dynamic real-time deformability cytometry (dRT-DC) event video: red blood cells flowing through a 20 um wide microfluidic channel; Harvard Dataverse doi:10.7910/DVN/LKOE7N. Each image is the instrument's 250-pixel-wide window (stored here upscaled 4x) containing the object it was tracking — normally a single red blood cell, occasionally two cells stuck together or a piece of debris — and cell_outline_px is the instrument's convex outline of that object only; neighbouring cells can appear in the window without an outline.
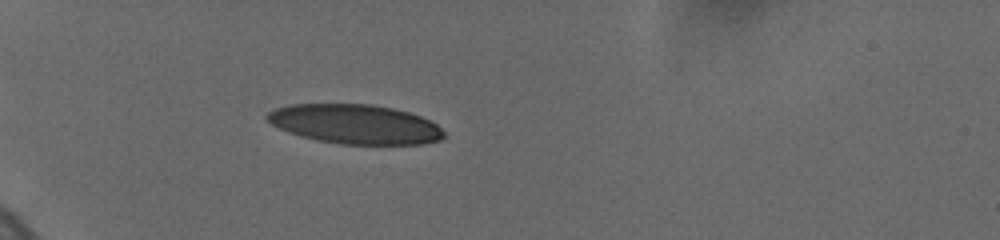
{"species": "human", "species_latin": "Homo sapiens", "temperature_condition": "cold", "stored_images_in_passage": 12, "camera_frame_rate_fps": 3000, "um_per_image_px": 0.085, "donor": {"sex": "female"}, "frame": {"image": 1, "passage_image": 6, "time_ms": 1.667, "image_size_px": [1000, 240], "cell_outline_px": [[448, 136], [440, 140], [424, 144], [340, 144], [316, 140], [300, 136], [288, 132], [264, 120], [264, 116], [268, 112], [276, 108], [288, 104], [372, 104], [392, 108], [408, 112], [420, 116], [436, 124]], "centroid_in_image_um": [30.16, 10.55], "position_along_channel_um": 54.8, "area_um2": 40.81}}
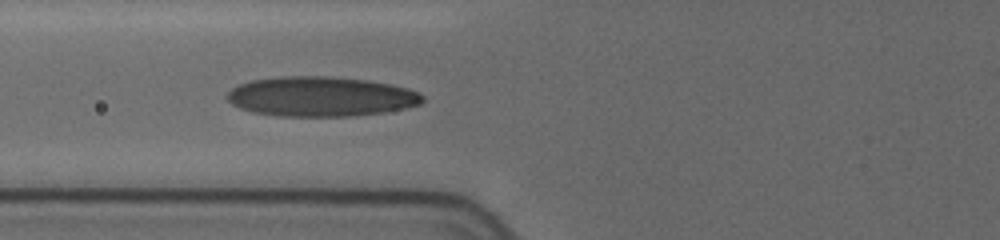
{"frame": {"image": 2, "passage_image": 12, "time_ms": 3.667, "image_size_px": [1000, 240], "cell_outline_px": [[424, 100], [420, 104], [404, 108], [384, 112], [348, 116], [280, 116], [252, 112], [240, 108], [232, 104], [224, 96], [232, 88], [240, 84], [252, 80], [288, 76], [324, 76], [368, 80], [408, 88], [420, 92], [424, 96]], "centroid_in_image_um": [27.27, 8.21], "position_along_channel_um": 98.5, "area_um2": 45.2}}